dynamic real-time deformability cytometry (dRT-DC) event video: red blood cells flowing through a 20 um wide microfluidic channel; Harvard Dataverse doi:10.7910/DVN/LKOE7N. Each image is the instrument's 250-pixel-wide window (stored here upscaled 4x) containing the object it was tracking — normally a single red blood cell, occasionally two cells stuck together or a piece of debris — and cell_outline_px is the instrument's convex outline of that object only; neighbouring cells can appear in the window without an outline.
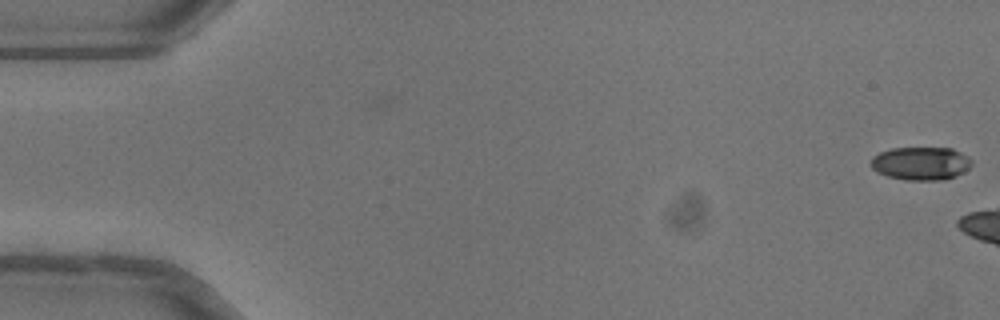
{"species": "common noctule bat (a hibernating species)", "species_latin": "Nyctalus noctula", "temperature_condition": "warm", "stored_images_in_passage": 2, "camera_frame_rate_fps": 3000, "um_per_image_px": 0.085, "animal": {"sex": "female"}, "frame": {"image": 1, "passage_image": 2, "time_ms": 0.333, "image_size_px": [1000, 320], "cell_outline_px": [[972, 164], [964, 172], [956, 176], [944, 180], [904, 180], [888, 176], [876, 172], [868, 164], [872, 156], [880, 152], [892, 148], [952, 148], [968, 156], [972, 160]], "centroid_in_image_um": [78.25, 13.89], "position_along_channel_um": 6.8, "area_um2": 19.77}}